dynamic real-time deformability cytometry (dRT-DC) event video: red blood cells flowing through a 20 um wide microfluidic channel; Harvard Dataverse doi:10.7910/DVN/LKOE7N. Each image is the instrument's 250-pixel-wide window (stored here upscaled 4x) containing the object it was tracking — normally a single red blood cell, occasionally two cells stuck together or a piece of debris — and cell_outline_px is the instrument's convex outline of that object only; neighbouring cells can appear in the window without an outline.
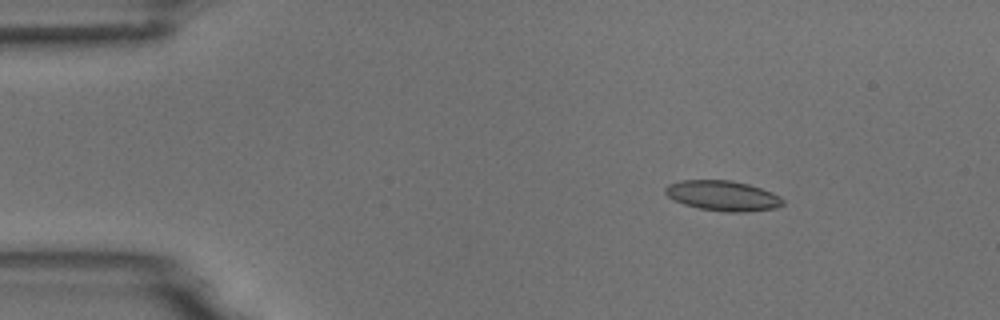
{"species": "common noctule bat (a hibernating species)", "species_latin": "Nyctalus noctula", "temperature_condition": "room temperature", "stored_images_in_passage": 5, "camera_frame_rate_fps": 3000, "um_per_image_px": 0.085, "animal": {"sex": "male", "body_mass_g": 18.8}, "frame": {"image": 1, "passage_image": 3, "time_ms": 2.333, "image_size_px": [1000, 320], "cell_outline_px": [[784, 204], [776, 208], [744, 212], [724, 212], [700, 208], [684, 204], [668, 196], [664, 192], [664, 188], [668, 184], [680, 180], [732, 180], [748, 184], [772, 192], [780, 196], [784, 200]], "centroid_in_image_um": [61.45, 16.63], "position_along_channel_um": 23.6, "area_um2": 20.69}}